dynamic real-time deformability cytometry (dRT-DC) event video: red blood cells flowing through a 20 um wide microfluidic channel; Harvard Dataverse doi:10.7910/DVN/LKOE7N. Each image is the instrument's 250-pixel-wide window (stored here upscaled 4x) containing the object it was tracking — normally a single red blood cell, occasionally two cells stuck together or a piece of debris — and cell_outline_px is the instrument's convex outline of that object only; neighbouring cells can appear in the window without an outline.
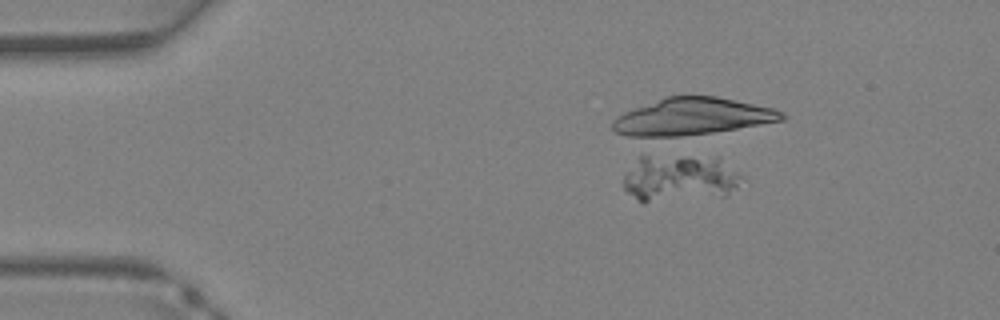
{"species": "Egyptian fruit bat (a non-hibernating species)", "species_latin": "Rousettus aegyptiacus", "temperature_condition": "warm", "stored_images_in_passage": 32, "camera_frame_rate_fps": 3000, "um_per_image_px": 0.085, "animal": {"sex": "female"}, "frame": {"image": 1, "passage_image": 1, "time_ms": 0.0, "image_size_px": [1000, 320], "cell_outline_px": [[740, 176], [736, 188], [724, 196], [644, 204], [640, 204], [624, 188], [624, 176], [640, 156], [720, 156]], "centroid_in_image_um": [57.75, 15.18], "position_along_channel_um": 27.3, "area_um2": 32.71}}